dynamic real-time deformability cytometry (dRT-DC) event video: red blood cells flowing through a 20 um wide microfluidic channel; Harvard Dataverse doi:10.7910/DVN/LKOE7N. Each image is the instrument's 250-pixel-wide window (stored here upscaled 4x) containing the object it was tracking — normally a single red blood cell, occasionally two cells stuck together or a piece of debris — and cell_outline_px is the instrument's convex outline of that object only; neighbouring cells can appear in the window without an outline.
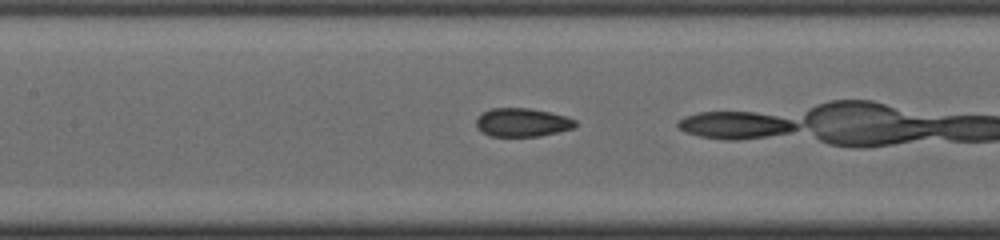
{"species": "common noctule bat (a hibernating species)", "species_latin": "Nyctalus noctula", "temperature_condition": "cold", "stored_images_in_passage": 29, "camera_frame_rate_fps": 3000, "um_per_image_px": 0.085, "animal": {"sex": "male", "body_mass_g": 19.0, "forearm_length_mm": 50.8}, "frame": {"image": 1, "passage_image": 18, "time_ms": 5.667, "image_size_px": [1000, 240], "cell_outline_px": [[576, 128], [540, 136], [488, 136], [476, 124], [476, 116], [492, 108], [528, 108], [548, 112], [564, 116], [576, 120]], "centroid_in_image_um": [44.4, 10.41], "position_along_channel_um": 163.0, "area_um2": 16.36}}